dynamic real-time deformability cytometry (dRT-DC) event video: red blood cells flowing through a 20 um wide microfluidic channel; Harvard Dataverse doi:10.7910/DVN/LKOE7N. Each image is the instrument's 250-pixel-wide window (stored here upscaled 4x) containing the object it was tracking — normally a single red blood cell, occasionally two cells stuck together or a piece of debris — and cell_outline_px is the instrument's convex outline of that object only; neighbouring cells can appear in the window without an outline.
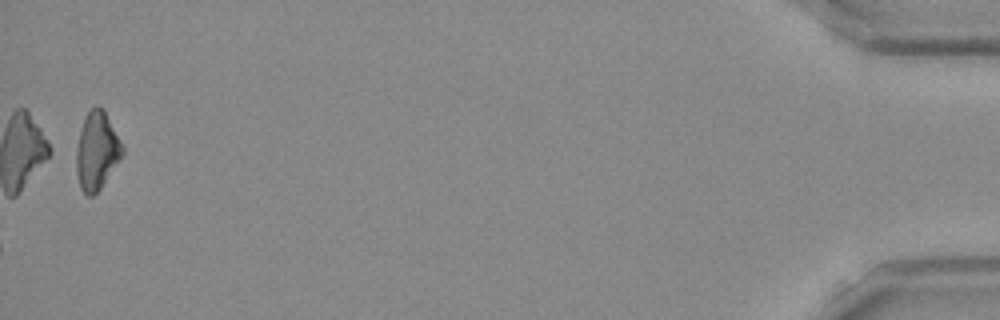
{"species": "Egyptian fruit bat (a non-hibernating species)", "species_latin": "Rousettus aegyptiacus", "temperature_condition": "room temperature", "stored_images_in_passage": 54, "camera_frame_rate_fps": 3000, "um_per_image_px": 0.085, "frame": {"image": 1, "passage_image": 54, "time_ms": 17.667, "image_size_px": [1000, 320], "cell_outline_px": [[124, 152], [120, 160], [100, 188], [92, 196], [88, 196], [80, 188], [76, 172], [76, 148], [84, 116], [96, 104], [100, 104], [104, 108], [124, 148]], "centroid_in_image_um": [8.23, 12.78], "position_along_channel_um": 427.0, "area_um2": 20.98}, "authors_computed_cell_mechanics": {"area_um2": 21.6172, "velocity_mm_per_s": 3.8919, "shape_relaxation_time_tau1_ms": 10.5772, "shape_relaxation_time_tau2_ms": 11.1768, "deformation_change_tau1": 0.1958, "deformation_change_tau2": 0.1714}}